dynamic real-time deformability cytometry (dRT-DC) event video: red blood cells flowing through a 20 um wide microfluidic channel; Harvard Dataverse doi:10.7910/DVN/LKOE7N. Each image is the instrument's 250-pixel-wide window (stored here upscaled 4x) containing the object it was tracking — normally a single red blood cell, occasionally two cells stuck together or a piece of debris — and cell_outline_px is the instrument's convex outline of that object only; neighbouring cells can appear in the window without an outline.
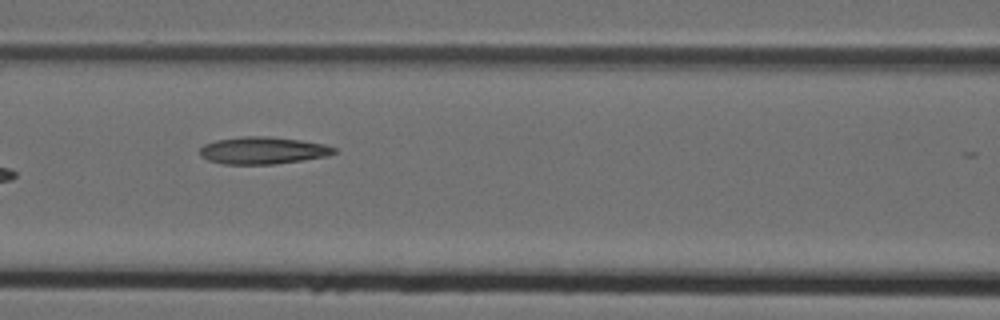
{"species": "Egyptian fruit bat (a non-hibernating species)", "species_latin": "Rousettus aegyptiacus", "temperature_condition": "cold", "stored_images_in_passage": 9, "camera_frame_rate_fps": 3000, "um_per_image_px": 0.085, "animal": {"sex": "female"}, "frame": {"image": 1, "passage_image": 6, "time_ms": 1.667, "image_size_px": [1000, 320], "cell_outline_px": [[336, 152], [328, 156], [276, 164], [224, 164], [208, 160], [200, 156], [200, 148], [204, 144], [216, 140], [240, 136], [268, 136], [300, 140], [324, 144], [336, 148]], "centroid_in_image_um": [22.33, 12.78], "position_along_channel_um": 144.3, "area_um2": 21.33}}
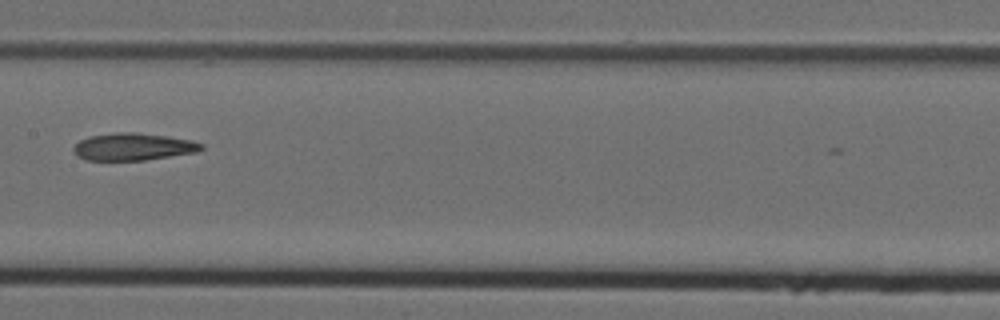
{"frame": {"image": 2, "passage_image": 7, "time_ms": 2.0, "image_size_px": [1000, 320], "cell_outline_px": [[204, 148], [196, 152], [144, 160], [84, 160], [76, 156], [72, 152], [72, 148], [80, 140], [88, 136], [116, 132], [136, 132], [168, 136], [192, 140], [204, 144]], "centroid_in_image_um": [11.29, 12.47], "position_along_channel_um": 196.1, "area_um2": 20.52}}
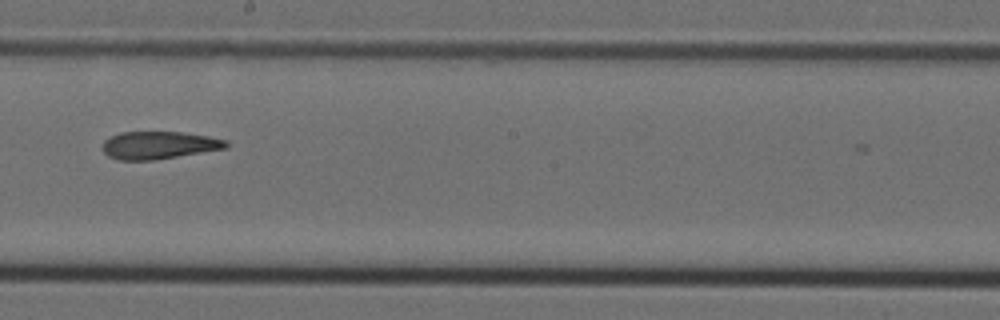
{"frame": {"image": 3, "passage_image": 8, "time_ms": 2.333, "image_size_px": [1000, 320], "cell_outline_px": [[228, 148], [152, 160], [116, 160], [108, 156], [104, 152], [104, 140], [120, 132], [180, 132], [208, 136], [228, 140]], "centroid_in_image_um": [13.52, 12.34], "position_along_channel_um": 234.7, "area_um2": 19.77}}